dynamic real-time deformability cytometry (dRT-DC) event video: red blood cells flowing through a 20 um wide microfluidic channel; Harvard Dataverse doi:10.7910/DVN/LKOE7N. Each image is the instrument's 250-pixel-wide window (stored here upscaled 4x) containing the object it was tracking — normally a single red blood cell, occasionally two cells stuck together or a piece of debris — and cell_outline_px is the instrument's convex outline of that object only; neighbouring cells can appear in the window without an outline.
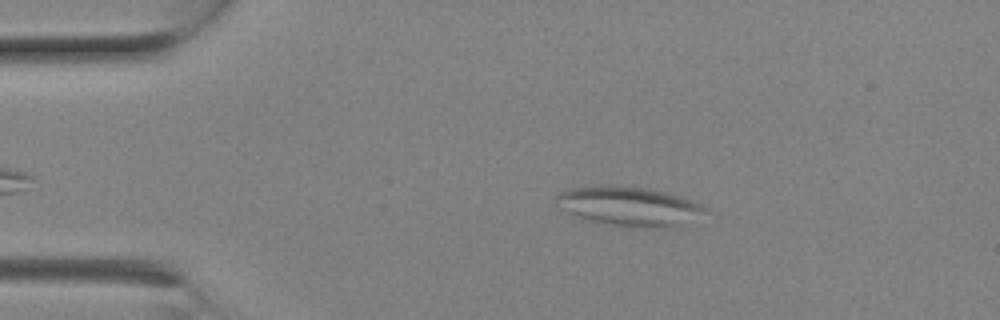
{"species": "Egyptian fruit bat (a non-hibernating species)", "species_latin": "Rousettus aegyptiacus", "temperature_condition": "room temperature", "stored_images_in_passage": 4, "camera_frame_rate_fps": 3000, "um_per_image_px": 0.085, "animal": {"sex": "female"}, "frame": {"image": 1, "passage_image": 2, "time_ms": 0.333, "image_size_px": [1000, 320], "cell_outline_px": [[708, 212], [672, 228], [628, 228], [596, 224], [584, 220], [568, 212], [556, 196], [560, 192], [568, 188], [608, 184], [612, 184], [648, 188], [668, 192], [692, 200], [708, 208]], "centroid_in_image_um": [53.51, 17.55], "position_along_channel_um": 31.5, "area_um2": 34.8}}